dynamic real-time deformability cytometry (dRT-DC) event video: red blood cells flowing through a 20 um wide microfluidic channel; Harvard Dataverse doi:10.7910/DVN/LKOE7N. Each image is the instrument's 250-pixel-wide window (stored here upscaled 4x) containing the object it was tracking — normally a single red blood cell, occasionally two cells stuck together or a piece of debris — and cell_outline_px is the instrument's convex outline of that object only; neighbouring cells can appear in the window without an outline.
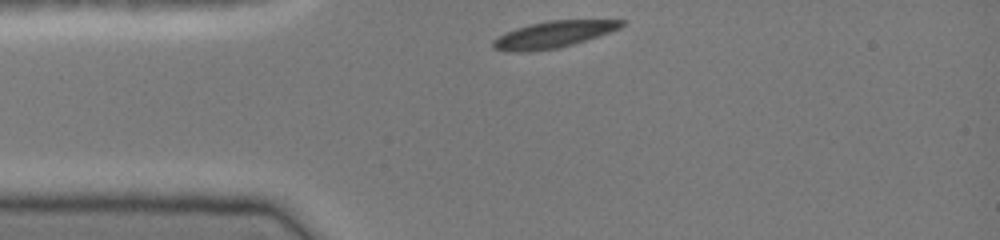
{"species": "common noctule bat (a hibernating species)", "species_latin": "Nyctalus noctula", "temperature_condition": "cold", "stored_images_in_passage": 31, "camera_frame_rate_fps": 3000, "um_per_image_px": 0.085, "animal": {"sex": "female", "body_mass_g": 19.0, "forearm_length_mm": 51.5}, "frame": {"image": 1, "passage_image": 1, "time_ms": 0.0, "image_size_px": [1000, 240], "cell_outline_px": [[628, 20], [620, 28], [572, 44], [556, 48], [528, 52], [508, 52], [492, 48], [492, 40], [516, 28], [548, 20]], "centroid_in_image_um": [47.0, 2.93], "position_along_channel_um": 38.0, "area_um2": 19.59}}
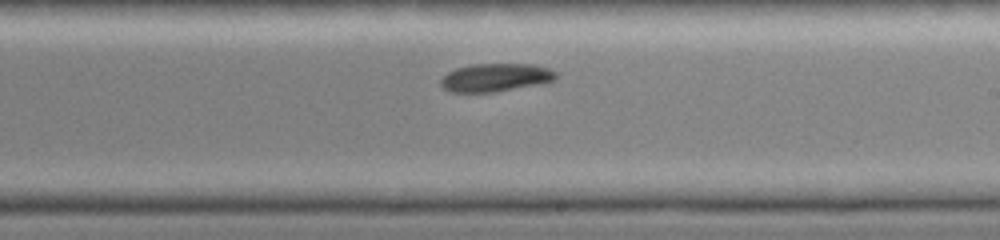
{"frame": {"image": 2, "passage_image": 18, "time_ms": 5.667, "image_size_px": [1000, 240], "cell_outline_px": [[560, 76], [556, 80], [544, 84], [492, 92], [452, 92], [444, 88], [440, 84], [440, 80], [448, 72], [456, 68], [472, 64], [532, 64], [548, 68], [556, 72]], "centroid_in_image_um": [42.18, 6.59], "position_along_channel_um": 246.8, "area_um2": 19.07}}
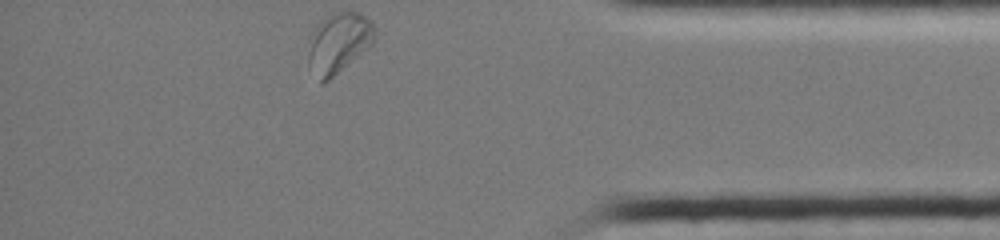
{"frame": {"image": 3, "passage_image": 31, "time_ms": 10.0, "image_size_px": [1000, 240], "cell_outline_px": [[376, 40], [372, 44], [328, 80], [320, 84], [308, 64], [308, 52], [312, 32], [320, 20], [332, 12], [356, 12], [372, 20], [376, 36]], "centroid_in_image_um": [28.78, 3.62], "position_along_channel_um": 406.4, "area_um2": 23.24}, "authors_computed_cell_mechanics": {"area_um2": 20.2878, "velocity_mm_per_s": 4.0572, "shape_relaxation_time_tau1_ms": 4.7664, "shape_relaxation_time_tau2_ms": null, "deformation_change_tau1": 0.1231, "deformation_change_tau2": null}}